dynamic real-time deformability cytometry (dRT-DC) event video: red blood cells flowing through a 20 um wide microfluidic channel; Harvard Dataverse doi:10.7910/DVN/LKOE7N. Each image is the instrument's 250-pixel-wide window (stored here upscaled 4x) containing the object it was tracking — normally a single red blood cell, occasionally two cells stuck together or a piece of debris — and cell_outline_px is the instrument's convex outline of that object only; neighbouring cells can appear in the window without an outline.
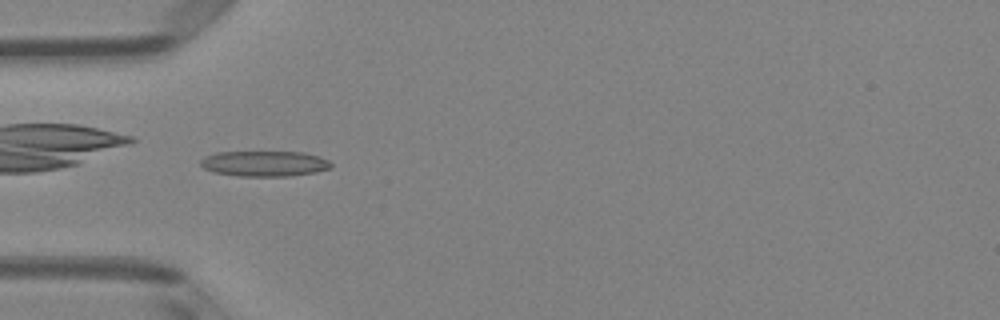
{"species": "Egyptian fruit bat (a non-hibernating species)", "species_latin": "Rousettus aegyptiacus", "temperature_condition": "room temperature", "stored_images_in_passage": 35, "camera_frame_rate_fps": 3000, "um_per_image_px": 0.085, "animal": {"sex": "female"}, "frame": {"image": 1, "passage_image": 1, "time_ms": 0.0, "image_size_px": [1000, 320], "cell_outline_px": [[332, 168], [316, 172], [288, 176], [240, 176], [212, 172], [204, 168], [200, 164], [200, 160], [204, 156], [216, 152], [304, 152], [320, 156], [328, 160], [332, 164]], "centroid_in_image_um": [22.48, 13.9], "position_along_channel_um": 62.5, "area_um2": 19.54}}
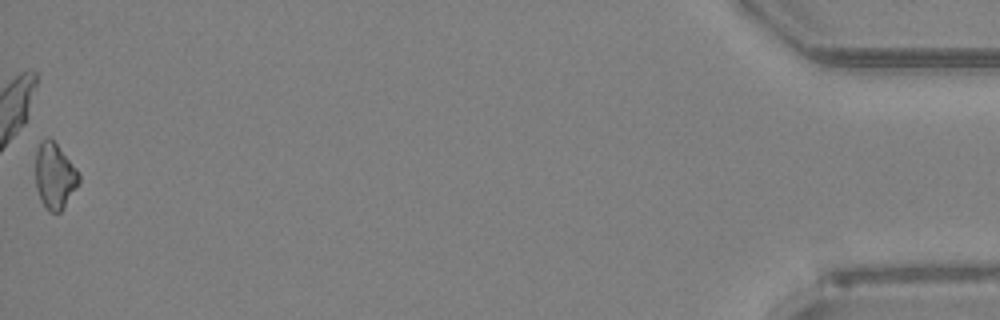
{"frame": {"image": 2, "passage_image": 35, "time_ms": 11.333, "image_size_px": [1000, 320], "cell_outline_px": [[80, 180], [76, 188], [64, 208], [60, 212], [48, 212], [44, 208], [40, 200], [36, 188], [36, 148], [40, 140], [48, 136], [56, 144], [76, 168], [80, 176]], "centroid_in_image_um": [4.63, 14.97], "position_along_channel_um": 430.6, "area_um2": 16.76}, "authors_computed_cell_mechanics": {"area_um2": 17.2822, "velocity_mm_per_s": 4.113, "shape_relaxation_time_tau1_ms": 6.966, "shape_relaxation_time_tau2_ms": null, "deformation_change_tau1": 0.1783, "deformation_change_tau2": null}}